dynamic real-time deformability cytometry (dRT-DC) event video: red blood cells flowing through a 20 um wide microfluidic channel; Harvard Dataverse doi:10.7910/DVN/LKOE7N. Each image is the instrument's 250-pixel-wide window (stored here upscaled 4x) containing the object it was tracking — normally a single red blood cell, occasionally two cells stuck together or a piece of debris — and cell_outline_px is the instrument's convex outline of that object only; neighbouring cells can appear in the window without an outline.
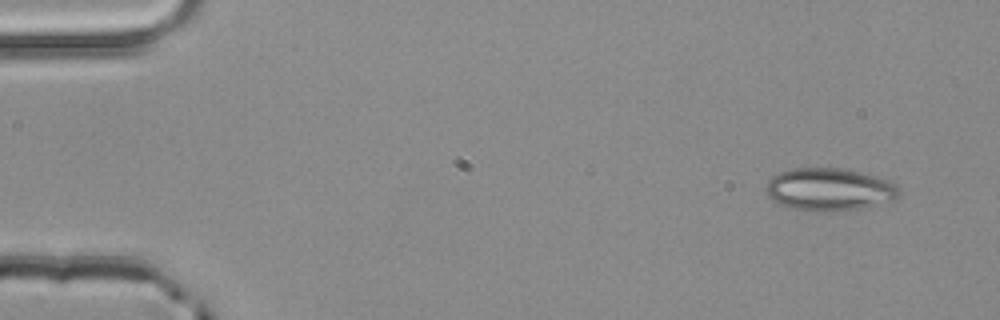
{"species": "common noctule bat (a hibernating species)", "species_latin": "Nyctalus noctula", "temperature_condition": "room temperature", "stored_images_in_passage": 3, "camera_frame_rate_fps": 3000, "um_per_image_px": 0.085, "animal": {"sex": "male", "body_mass_g": 20.4}, "frame": {"image": 1, "passage_image": 1, "time_ms": 0.0, "image_size_px": [1000, 320], "cell_outline_px": [[900, 196], [896, 200], [860, 208], [816, 212], [808, 212], [792, 208], [780, 204], [772, 200], [764, 192], [764, 188], [768, 180], [772, 176], [780, 172], [792, 168], [840, 168], [860, 172], [876, 176], [888, 180], [896, 184], [900, 192]], "centroid_in_image_um": [70.47, 16.1], "position_along_channel_um": 14.5, "area_um2": 33.35}}